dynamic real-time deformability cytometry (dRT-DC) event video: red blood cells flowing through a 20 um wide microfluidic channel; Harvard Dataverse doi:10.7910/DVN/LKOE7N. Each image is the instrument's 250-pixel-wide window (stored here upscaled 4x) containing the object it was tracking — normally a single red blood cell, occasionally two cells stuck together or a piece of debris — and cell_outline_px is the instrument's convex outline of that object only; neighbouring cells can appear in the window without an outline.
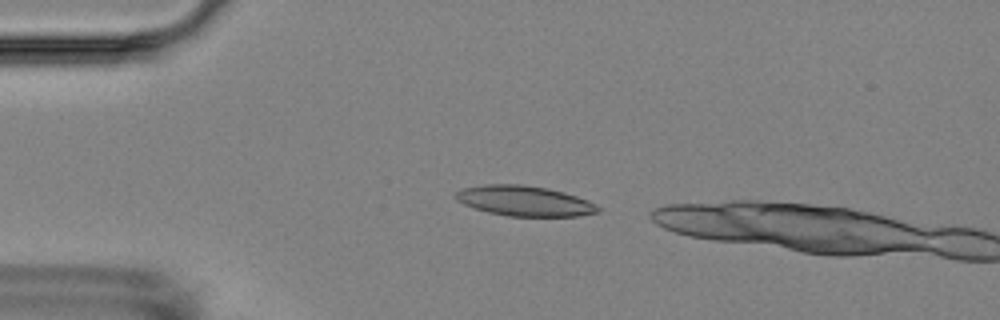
{"species": "Egyptian fruit bat (a non-hibernating species)", "species_latin": "Rousettus aegyptiacus", "temperature_condition": "room temperature", "stored_images_in_passage": 3, "camera_frame_rate_fps": 3000, "um_per_image_px": 0.085, "animal": {"sex": "female"}, "frame": {"image": 1, "passage_image": 2, "time_ms": 1.0, "image_size_px": [1000, 320], "cell_outline_px": [[600, 212], [580, 216], [508, 216], [488, 212], [464, 204], [456, 200], [452, 196], [460, 188], [484, 184], [524, 184], [548, 188], [564, 192], [588, 200], [596, 204], [600, 208]], "centroid_in_image_um": [44.57, 17.07], "position_along_channel_um": 40.4, "area_um2": 25.32}}